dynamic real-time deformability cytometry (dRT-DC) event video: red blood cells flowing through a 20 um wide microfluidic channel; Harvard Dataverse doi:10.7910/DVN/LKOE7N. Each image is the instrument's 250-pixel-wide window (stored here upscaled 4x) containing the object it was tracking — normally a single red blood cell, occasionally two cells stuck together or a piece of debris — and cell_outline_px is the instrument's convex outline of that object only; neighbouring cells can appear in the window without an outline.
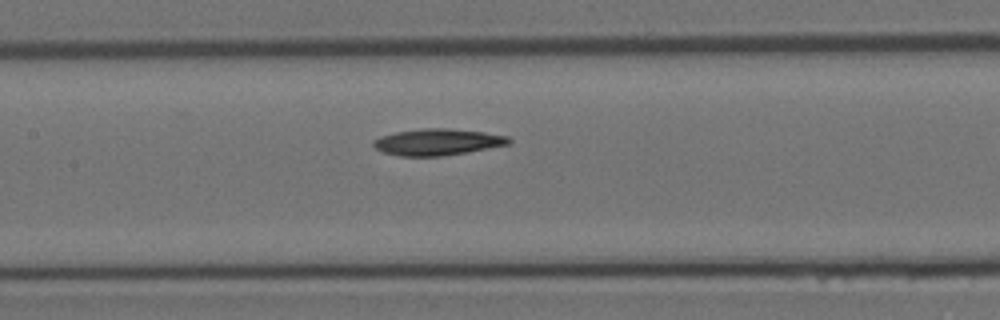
{"species": "Egyptian fruit bat (a non-hibernating species)", "species_latin": "Rousettus aegyptiacus", "temperature_condition": "room temperature", "stored_images_in_passage": 13, "camera_frame_rate_fps": 3000, "um_per_image_px": 0.085, "animal": {"sex": "female"}, "frame": {"image": 1, "passage_image": 10, "time_ms": 3.0, "image_size_px": [1000, 320], "cell_outline_px": [[512, 140], [508, 144], [468, 152], [440, 156], [400, 156], [384, 152], [376, 148], [372, 144], [372, 140], [380, 136], [396, 132], [424, 128], [448, 128], [484, 132], [508, 136]], "centroid_in_image_um": [37.18, 12.06], "position_along_channel_um": 170.2, "area_um2": 20.81}}